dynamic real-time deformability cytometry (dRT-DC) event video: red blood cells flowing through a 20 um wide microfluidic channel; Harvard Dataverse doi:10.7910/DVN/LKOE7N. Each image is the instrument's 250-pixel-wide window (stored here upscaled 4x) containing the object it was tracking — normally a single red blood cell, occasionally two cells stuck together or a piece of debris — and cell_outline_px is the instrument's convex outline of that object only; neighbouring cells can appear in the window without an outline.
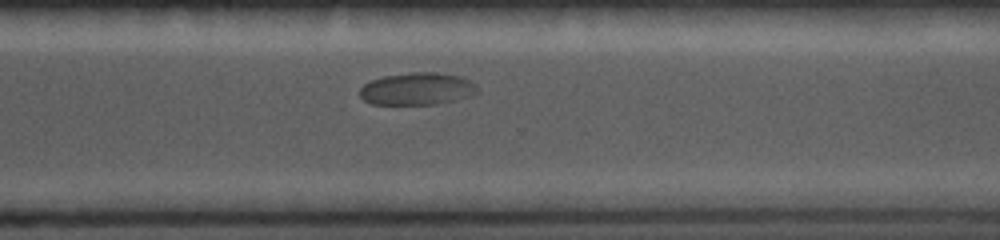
{"species": "common noctule bat (a hibernating species)", "species_latin": "Nyctalus noctula", "temperature_condition": "cold", "stored_images_in_passage": 25, "camera_frame_rate_fps": 5000, "um_per_image_px": 0.085, "animal": {"sex": "female", "body_mass_g": 19.0, "forearm_length_mm": 56.7}, "frame": {"image": 1, "passage_image": 25, "time_ms": 8.8, "image_size_px": [1000, 240], "cell_outline_px": [[480, 92], [472, 96], [436, 104], [372, 104], [364, 100], [360, 96], [360, 88], [364, 84], [372, 80], [384, 76], [408, 72], [436, 72], [460, 76], [476, 84], [480, 88]], "centroid_in_image_um": [35.5, 7.55], "position_along_channel_um": 335.1, "area_um2": 22.31}}